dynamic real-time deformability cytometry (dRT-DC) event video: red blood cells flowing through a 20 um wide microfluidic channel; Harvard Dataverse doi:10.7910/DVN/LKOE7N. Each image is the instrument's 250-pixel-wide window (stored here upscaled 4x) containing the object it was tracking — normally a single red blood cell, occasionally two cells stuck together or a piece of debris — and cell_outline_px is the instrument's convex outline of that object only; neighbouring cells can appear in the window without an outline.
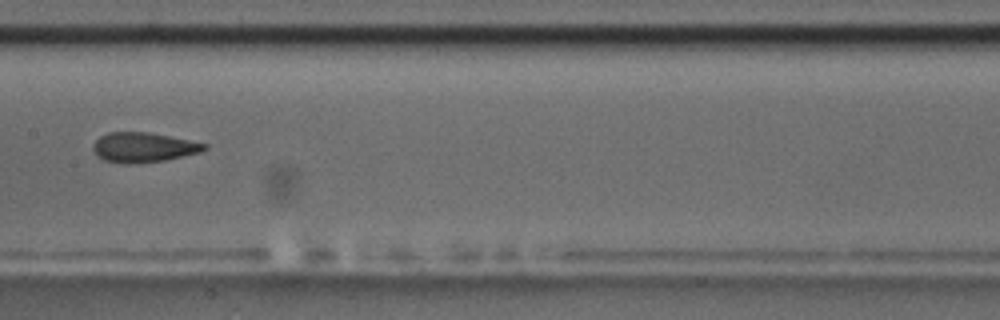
{"species": "common noctule bat (a hibernating species)", "species_latin": "Nyctalus noctula", "temperature_condition": "room temperature", "stored_images_in_passage": 10, "camera_frame_rate_fps": 3000, "um_per_image_px": 0.085, "animal": {"sex": "male", "body_mass_g": 17.5, "forearm_length_mm": 52.3}, "frame": {"image": 1, "passage_image": 7, "time_ms": 8.0, "image_size_px": [1000, 320], "cell_outline_px": [[208, 148], [200, 152], [164, 160], [128, 164], [104, 160], [92, 148], [92, 144], [100, 136], [108, 132], [148, 132], [208, 144]], "centroid_in_image_um": [12.18, 12.51], "position_along_channel_um": 195.2, "area_um2": 19.02}}